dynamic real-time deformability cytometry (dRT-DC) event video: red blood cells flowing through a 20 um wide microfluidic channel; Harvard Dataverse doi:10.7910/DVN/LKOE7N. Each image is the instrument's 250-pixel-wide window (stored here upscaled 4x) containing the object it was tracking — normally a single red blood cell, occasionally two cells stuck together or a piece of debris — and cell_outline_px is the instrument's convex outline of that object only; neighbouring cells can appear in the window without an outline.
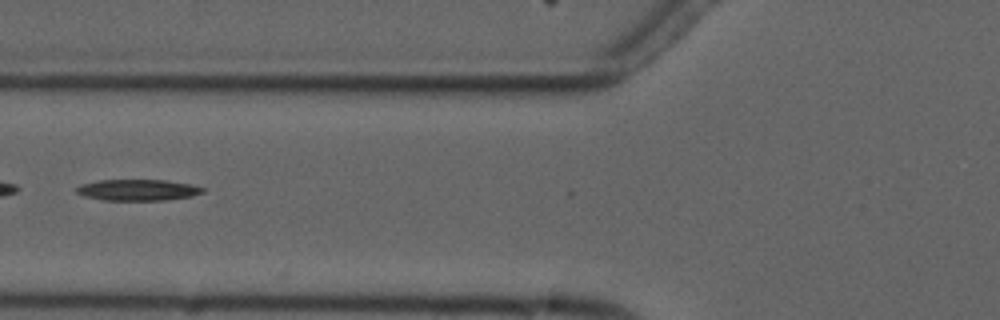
{"species": "common noctule bat (a hibernating species)", "species_latin": "Nyctalus noctula", "temperature_condition": "cold", "stored_images_in_passage": 8, "camera_frame_rate_fps": 3000, "um_per_image_px": 0.085, "animal": {"sex": "male", "forearm_length_mm": 52.5}, "frame": {"image": 1, "passage_image": 5, "time_ms": 4.667, "image_size_px": [1000, 320], "cell_outline_px": [[204, 192], [192, 196], [164, 200], [104, 200], [84, 196], [76, 192], [76, 188], [84, 184], [96, 180], [168, 180], [192, 184], [204, 188]], "centroid_in_image_um": [11.74, 16.14], "position_along_channel_um": 114.1, "area_um2": 15.55}}
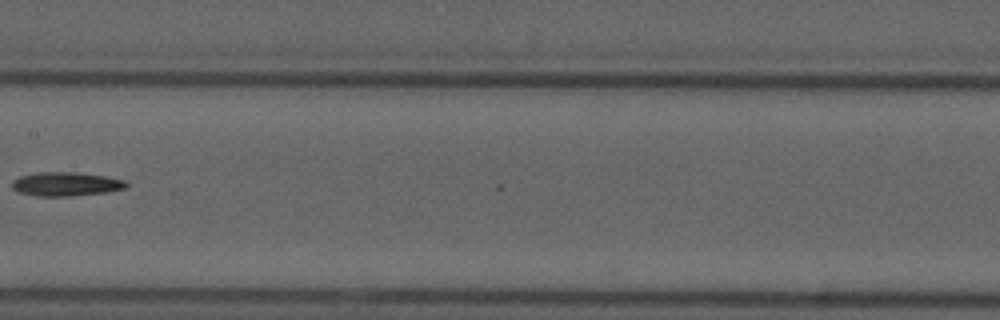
{"frame": {"image": 2, "passage_image": 7, "time_ms": 7.0, "image_size_px": [1000, 320], "cell_outline_px": [[128, 184], [124, 188], [108, 192], [72, 196], [36, 196], [20, 192], [12, 188], [12, 180], [20, 176], [36, 172], [76, 172], [104, 176], [124, 180]], "centroid_in_image_um": [5.58, 15.64], "position_along_channel_um": 201.8, "area_um2": 15.9}}
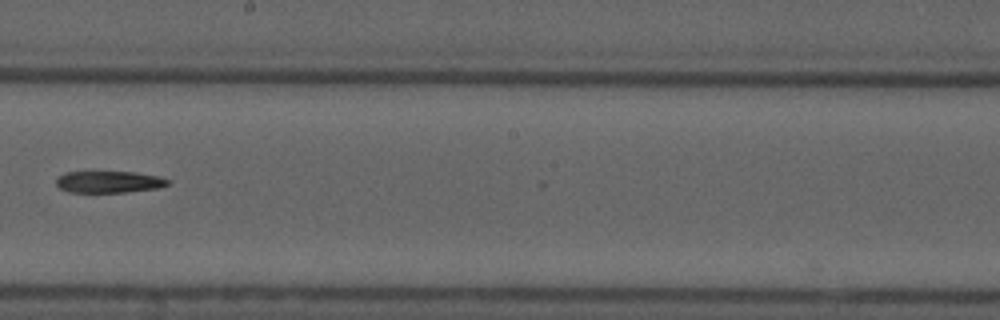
{"frame": {"image": 3, "passage_image": 8, "time_ms": 8.0, "image_size_px": [1000, 320], "cell_outline_px": [[168, 184], [160, 188], [124, 192], [68, 192], [60, 188], [56, 184], [56, 180], [64, 172], [136, 172], [156, 176], [168, 180]], "centroid_in_image_um": [9.24, 15.46], "position_along_channel_um": 239.0, "area_um2": 13.99}}